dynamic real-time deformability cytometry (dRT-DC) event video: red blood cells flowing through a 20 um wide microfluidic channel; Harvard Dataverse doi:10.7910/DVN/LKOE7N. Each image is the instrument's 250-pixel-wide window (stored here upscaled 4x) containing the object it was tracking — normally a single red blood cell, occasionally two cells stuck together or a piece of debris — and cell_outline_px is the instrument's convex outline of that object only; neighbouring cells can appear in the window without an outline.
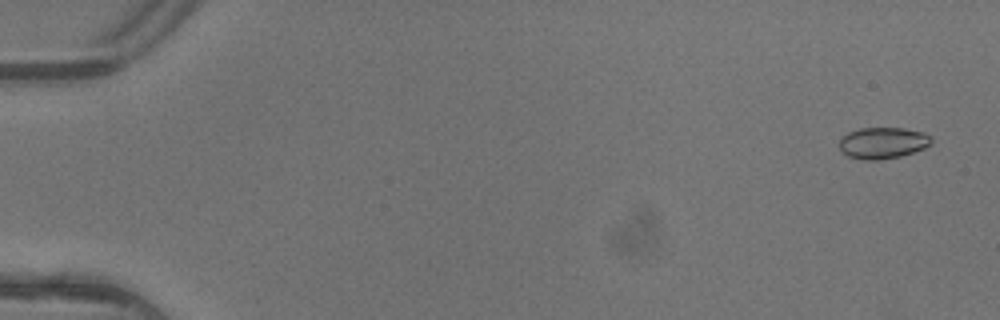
{"species": "common noctule bat (a hibernating species)", "species_latin": "Nyctalus noctula", "temperature_condition": "warm", "stored_images_in_passage": 2, "segment_of_instrument_passage": [2, 2], "camera_frame_rate_fps": 3000, "um_per_image_px": 0.085, "animal": {"sex": "female"}, "frame": {"image": 1, "passage_image": 2, "time_ms": 0.333, "image_size_px": [1000, 320], "cell_outline_px": [[932, 144], [924, 148], [900, 156], [876, 160], [864, 160], [848, 156], [840, 152], [840, 140], [848, 132], [860, 128], [904, 128], [924, 132], [932, 136]], "centroid_in_image_um": [75.05, 12.14], "position_along_channel_um": 9.9, "area_um2": 16.88}}